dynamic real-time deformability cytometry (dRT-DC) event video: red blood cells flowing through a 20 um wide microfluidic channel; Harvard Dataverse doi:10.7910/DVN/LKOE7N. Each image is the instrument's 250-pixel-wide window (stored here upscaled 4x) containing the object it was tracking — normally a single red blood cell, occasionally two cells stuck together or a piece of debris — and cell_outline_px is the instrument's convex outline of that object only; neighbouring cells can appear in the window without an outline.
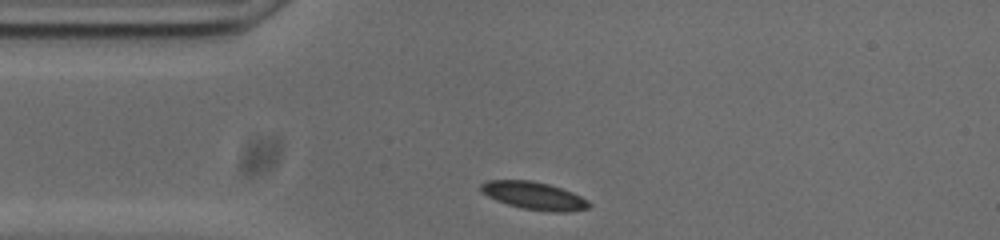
{"species": "common noctule bat (a hibernating species)", "species_latin": "Nyctalus noctula", "temperature_condition": "cold", "stored_images_in_passage": 32, "camera_frame_rate_fps": 3000, "um_per_image_px": 0.085, "animal": {"sex": "male", "body_mass_g": 20.0, "forearm_length_mm": 53.3}, "frame": {"image": 1, "passage_image": 1, "time_ms": 0.0, "image_size_px": [1000, 240], "cell_outline_px": [[592, 204], [588, 208], [568, 212], [552, 212], [520, 208], [496, 200], [480, 192], [480, 184], [488, 180], [532, 180], [548, 184], [572, 192], [588, 200]], "centroid_in_image_um": [45.38, 16.64], "position_along_channel_um": 39.6, "area_um2": 17.51}}
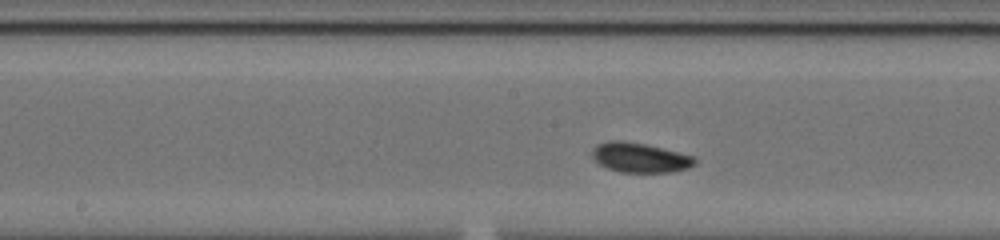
{"frame": {"image": 2, "passage_image": 15, "time_ms": 4.667, "image_size_px": [1000, 240], "cell_outline_px": [[700, 160], [696, 164], [688, 168], [672, 172], [620, 172], [608, 168], [600, 164], [592, 156], [592, 148], [596, 144], [608, 140], [624, 140], [644, 144], [680, 152], [696, 156]], "centroid_in_image_um": [54.44, 13.39], "position_along_channel_um": 193.8, "area_um2": 18.03}}
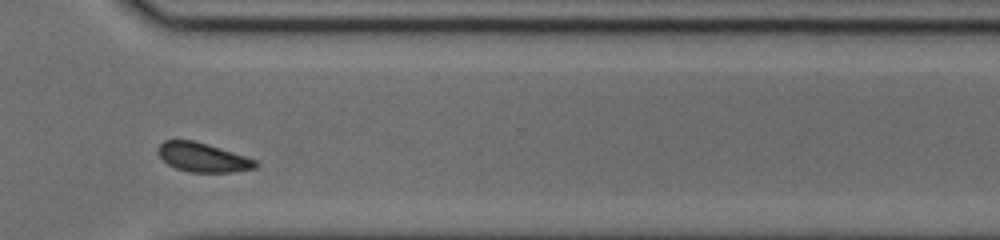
{"frame": {"image": 3, "passage_image": 28, "time_ms": 9.0, "image_size_px": [1000, 240], "cell_outline_px": [[260, 164], [256, 168], [232, 172], [188, 172], [176, 168], [168, 164], [156, 152], [156, 148], [164, 140], [192, 140], [244, 156], [256, 160]], "centroid_in_image_um": [17.21, 13.39], "position_along_channel_um": 353.4, "area_um2": 16.36}, "authors_computed_cell_mechanics": {"area_um2": 17.1377, "velocity_mm_per_s": 3.6809, "shape_relaxation_time_tau1_ms": 3.3832, "shape_relaxation_time_tau2_ms": 4.8468, "deformation_change_tau1": 0.0916, "deformation_change_tau2": 0.0666}}